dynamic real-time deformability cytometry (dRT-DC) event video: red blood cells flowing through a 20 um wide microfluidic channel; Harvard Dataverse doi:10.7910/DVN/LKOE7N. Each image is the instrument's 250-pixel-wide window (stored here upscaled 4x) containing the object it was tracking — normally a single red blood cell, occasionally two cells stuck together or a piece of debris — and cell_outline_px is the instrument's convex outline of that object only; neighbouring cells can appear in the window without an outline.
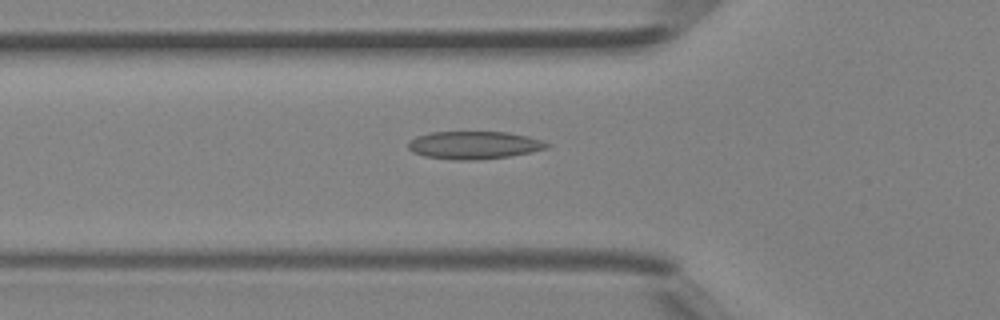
{"species": "Egyptian fruit bat (a non-hibernating species)", "species_latin": "Rousettus aegyptiacus", "temperature_condition": "room temperature", "stored_images_in_passage": 30, "camera_frame_rate_fps": 3000, "um_per_image_px": 0.085, "animal": {"sex": "female"}, "frame": {"image": 1, "passage_image": 5, "time_ms": 1.333, "image_size_px": [1000, 320], "cell_outline_px": [[552, 144], [548, 148], [532, 152], [508, 156], [468, 160], [452, 160], [424, 156], [412, 152], [408, 148], [408, 144], [416, 136], [432, 132], [504, 132], [528, 136], [544, 140]], "centroid_in_image_um": [40.32, 12.33], "position_along_channel_um": 85.5, "area_um2": 22.43}}
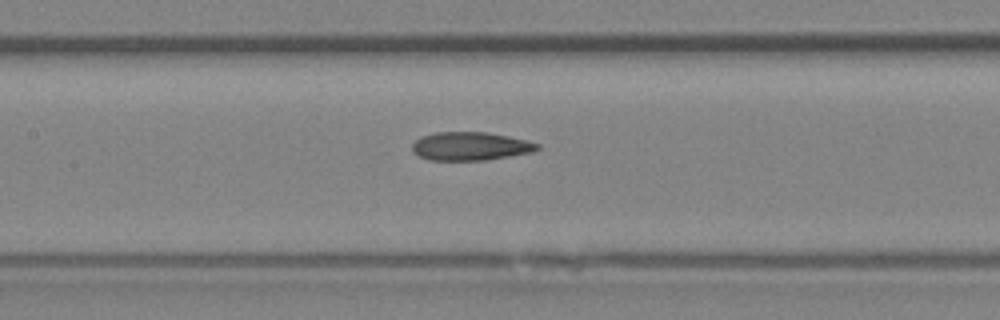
{"frame": {"image": 2, "passage_image": 10, "time_ms": 3.0, "image_size_px": [1000, 320], "cell_outline_px": [[540, 148], [532, 152], [484, 160], [428, 160], [412, 152], [412, 144], [420, 136], [436, 132], [488, 132], [508, 136], [540, 144]], "centroid_in_image_um": [39.95, 12.42], "position_along_channel_um": 167.5, "area_um2": 20.63}}
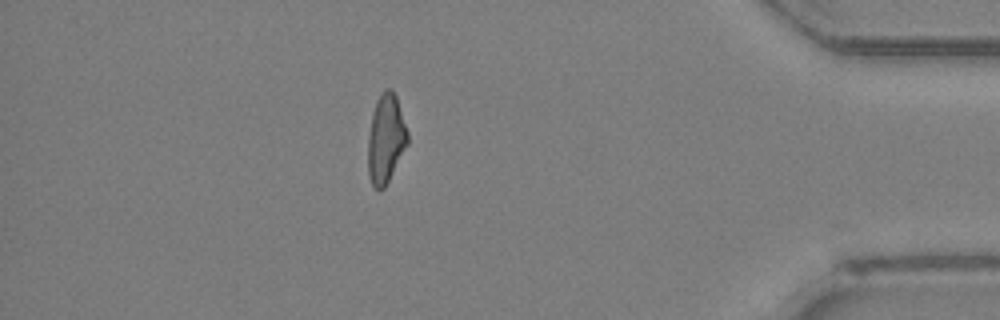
{"frame": {"image": 3, "passage_image": 27, "time_ms": 8.667, "image_size_px": [1000, 320], "cell_outline_px": [[408, 144], [384, 188], [376, 188], [372, 184], [368, 172], [368, 136], [372, 112], [376, 100], [388, 88], [392, 88], [396, 96], [408, 132]], "centroid_in_image_um": [32.79, 11.78], "position_along_channel_um": 402.4, "area_um2": 20.29}}